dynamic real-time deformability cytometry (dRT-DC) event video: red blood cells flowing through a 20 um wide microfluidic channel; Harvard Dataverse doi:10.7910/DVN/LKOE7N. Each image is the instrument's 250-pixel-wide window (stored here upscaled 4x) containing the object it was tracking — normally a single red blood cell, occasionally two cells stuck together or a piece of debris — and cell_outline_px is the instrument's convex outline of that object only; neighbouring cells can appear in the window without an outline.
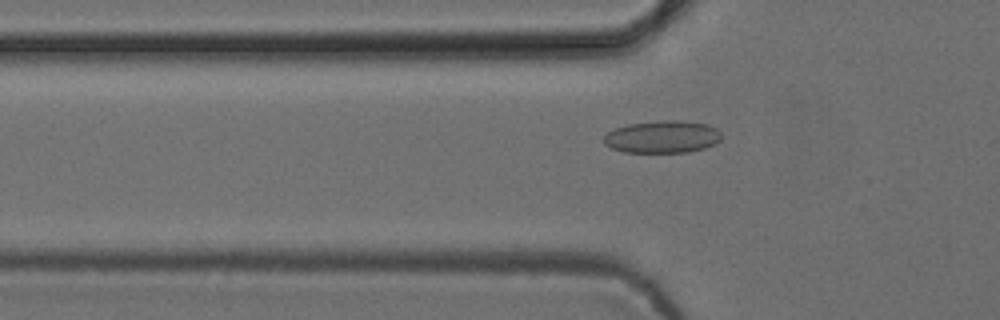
{"species": "common noctule bat (a hibernating species)", "species_latin": "Nyctalus noctula", "temperature_condition": "cold", "stored_images_in_passage": 53, "camera_frame_rate_fps": 3000, "um_per_image_px": 0.085, "animal": {"sex": "female", "body_mass_g": 24.6, "forearm_length_mm": 56.2}, "frame": {"image": 1, "passage_image": 18, "time_ms": 5.667, "image_size_px": [1000, 320], "cell_outline_px": [[720, 140], [716, 144], [704, 148], [688, 152], [624, 152], [612, 148], [604, 144], [600, 140], [608, 132], [616, 128], [628, 124], [668, 120], [680, 120], [708, 124], [716, 128], [720, 132]], "centroid_in_image_um": [56.29, 11.63], "position_along_channel_um": 69.5, "area_um2": 22.25}}
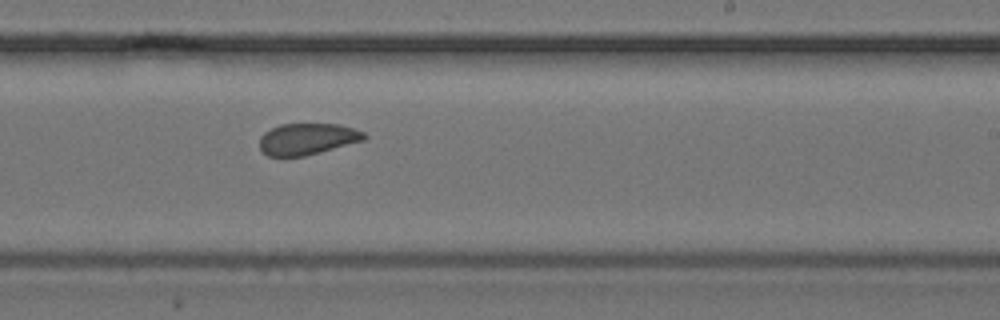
{"frame": {"image": 2, "passage_image": 33, "time_ms": 10.667, "image_size_px": [1000, 320], "cell_outline_px": [[368, 136], [364, 140], [304, 156], [268, 156], [260, 148], [260, 136], [264, 132], [280, 124], [340, 124], [364, 132]], "centroid_in_image_um": [26.12, 11.8], "position_along_channel_um": 262.9, "area_um2": 19.02}}
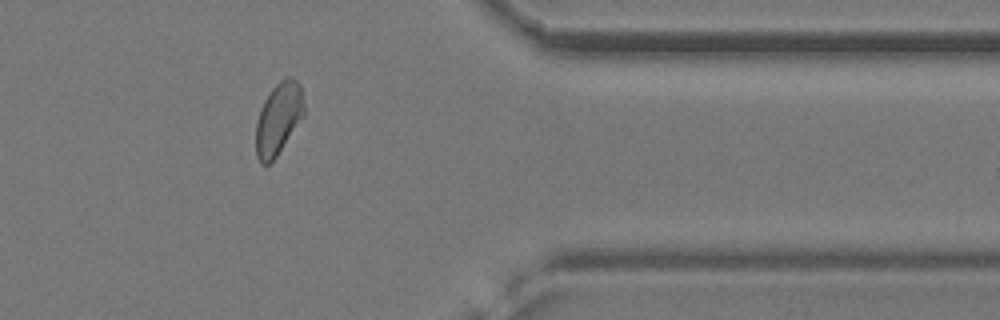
{"frame": {"image": 3, "passage_image": 44, "time_ms": 14.333, "image_size_px": [1000, 320], "cell_outline_px": [[304, 116], [276, 156], [268, 164], [260, 164], [256, 156], [256, 124], [260, 108], [264, 100], [272, 88], [280, 80], [288, 76], [292, 76], [300, 84], [304, 104]], "centroid_in_image_um": [23.67, 10.06], "position_along_channel_um": 387.7, "area_um2": 20.17}, "authors_computed_cell_mechanics": {"area_um2": 20.7502, "velocity_mm_per_s": 3.8579, "shape_relaxation_time_tau1_ms": null, "shape_relaxation_time_tau2_ms": 1.3359, "deformation_change_tau1": null, "deformation_change_tau2": 0.0607}}